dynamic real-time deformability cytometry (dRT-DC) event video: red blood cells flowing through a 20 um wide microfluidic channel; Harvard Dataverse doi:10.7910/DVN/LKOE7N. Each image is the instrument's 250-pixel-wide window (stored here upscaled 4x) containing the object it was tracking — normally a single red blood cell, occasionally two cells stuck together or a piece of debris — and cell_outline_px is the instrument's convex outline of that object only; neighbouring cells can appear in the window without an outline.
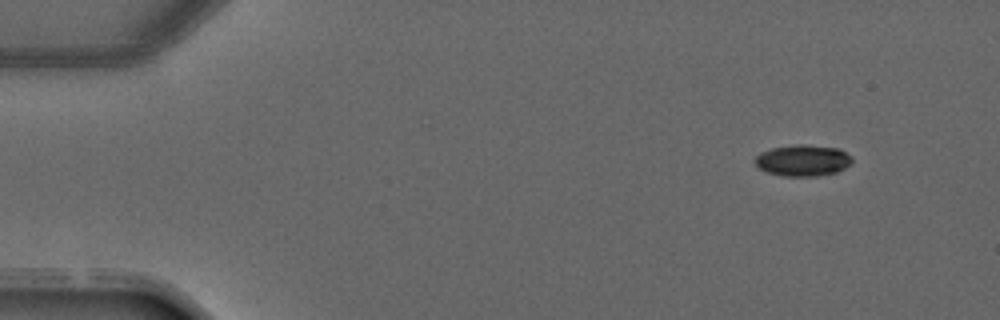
{"species": "common noctule bat (a hibernating species)", "species_latin": "Nyctalus noctula", "temperature_condition": "warm", "stored_images_in_passage": 4, "segment_of_instrument_passage": [1, 2], "camera_frame_rate_fps": 3000, "um_per_image_px": 0.085, "animal": {"sex": "male", "forearm_length_mm": 52.5}, "frame": {"image": 1, "passage_image": 1, "time_ms": 0.0, "image_size_px": [1000, 320], "cell_outline_px": [[852, 164], [836, 172], [816, 176], [784, 176], [768, 172], [760, 168], [756, 164], [756, 156], [760, 152], [772, 148], [796, 144], [804, 144], [840, 148], [852, 156]], "centroid_in_image_um": [68.28, 13.62], "position_along_channel_um": 16.7, "area_um2": 17.74}}